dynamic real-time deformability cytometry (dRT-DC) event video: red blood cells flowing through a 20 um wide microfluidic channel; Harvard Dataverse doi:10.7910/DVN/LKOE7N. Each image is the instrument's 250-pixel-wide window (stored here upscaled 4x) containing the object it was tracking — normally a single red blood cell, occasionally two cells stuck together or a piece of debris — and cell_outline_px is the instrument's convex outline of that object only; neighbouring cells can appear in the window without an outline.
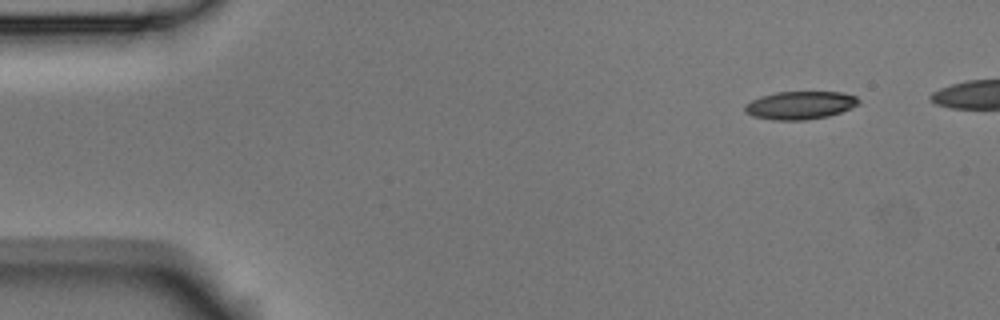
{"species": "Egyptian fruit bat (a non-hibernating species)", "species_latin": "Rousettus aegyptiacus", "temperature_condition": "room temperature", "stored_images_in_passage": 4, "camera_frame_rate_fps": 3000, "um_per_image_px": 0.085, "animal": {"sex": "male"}, "frame": {"image": 1, "passage_image": 1, "time_ms": 0.0, "image_size_px": [1000, 320], "cell_outline_px": [[860, 104], [852, 108], [828, 116], [804, 120], [772, 120], [752, 116], [744, 112], [744, 104], [760, 96], [776, 92], [840, 92], [856, 96], [860, 100]], "centroid_in_image_um": [67.99, 8.95], "position_along_channel_um": 17.0, "area_um2": 18.73}}